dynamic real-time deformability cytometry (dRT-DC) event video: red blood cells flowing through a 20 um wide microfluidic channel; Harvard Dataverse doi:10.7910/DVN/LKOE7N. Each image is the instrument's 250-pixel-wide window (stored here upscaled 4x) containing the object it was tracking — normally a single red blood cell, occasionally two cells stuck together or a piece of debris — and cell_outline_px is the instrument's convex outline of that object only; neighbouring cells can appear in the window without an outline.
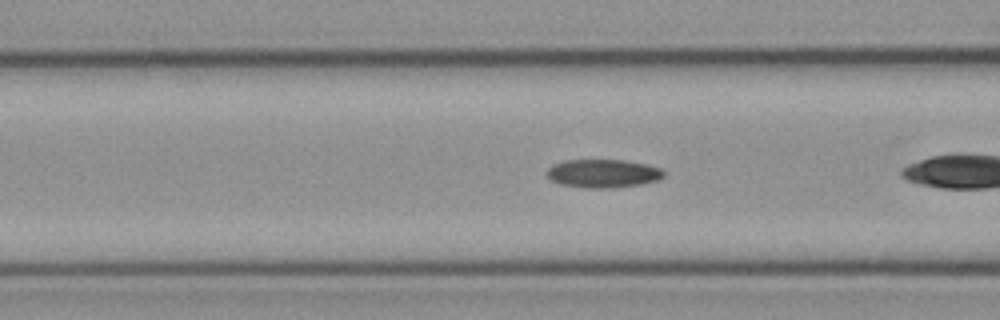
{"species": "common noctule bat (a hibernating species)", "species_latin": "Nyctalus noctula", "temperature_condition": "cold", "stored_images_in_passage": 25, "camera_frame_rate_fps": 3000, "um_per_image_px": 0.085, "animal": {"sex": "female", "body_mass_g": 21.9}, "frame": {"image": 1, "passage_image": 4, "time_ms": 1.0, "image_size_px": [1000, 320], "cell_outline_px": [[664, 176], [660, 180], [640, 184], [612, 188], [588, 188], [560, 184], [552, 180], [548, 176], [548, 168], [552, 164], [564, 160], [624, 160], [648, 164], [660, 168], [664, 172]], "centroid_in_image_um": [51.28, 14.74], "position_along_channel_um": 115.3, "area_um2": 19.36}}